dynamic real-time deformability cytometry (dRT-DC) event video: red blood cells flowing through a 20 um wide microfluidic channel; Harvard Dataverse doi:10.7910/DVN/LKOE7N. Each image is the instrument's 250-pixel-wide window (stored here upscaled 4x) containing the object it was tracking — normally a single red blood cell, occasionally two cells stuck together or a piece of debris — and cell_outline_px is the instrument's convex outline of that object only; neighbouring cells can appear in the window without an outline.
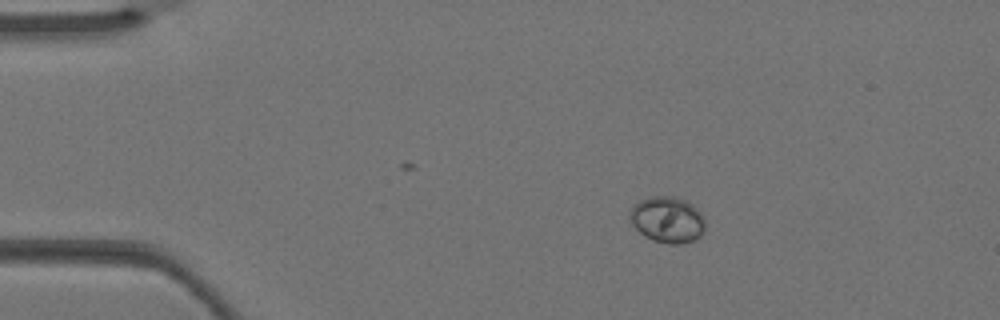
{"species": "Egyptian fruit bat (a non-hibernating species)", "species_latin": "Rousettus aegyptiacus", "temperature_condition": "warm", "stored_images_in_passage": 2, "camera_frame_rate_fps": 3000, "um_per_image_px": 0.085, "animal": {"sex": "female"}, "frame": {"image": 1, "passage_image": 1, "time_ms": 0.0, "image_size_px": [1000, 320], "cell_outline_px": [[704, 228], [700, 236], [692, 240], [680, 244], [668, 244], [652, 240], [644, 236], [628, 220], [628, 216], [632, 208], [640, 200], [652, 196], [676, 196], [692, 204], [704, 216]], "centroid_in_image_um": [56.71, 18.67], "position_along_channel_um": 28.3, "area_um2": 20.29}}